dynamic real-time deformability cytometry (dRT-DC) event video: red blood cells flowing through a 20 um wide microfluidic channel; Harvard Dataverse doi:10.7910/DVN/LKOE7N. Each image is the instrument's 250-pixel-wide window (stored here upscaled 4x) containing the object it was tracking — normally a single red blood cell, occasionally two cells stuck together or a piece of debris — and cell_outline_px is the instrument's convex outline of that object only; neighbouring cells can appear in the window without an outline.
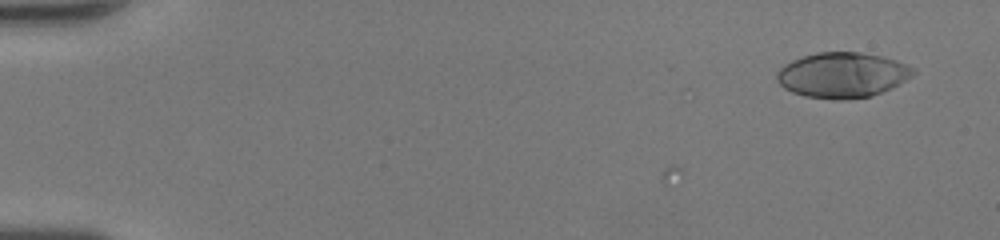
{"species": "human", "species_latin": "Homo sapiens", "temperature_condition": "room temperature", "stored_images_in_passage": 40, "camera_frame_rate_fps": 3000, "um_per_image_px": 0.085, "donor": {"sex": "female"}, "frame": {"image": 1, "passage_image": 2, "time_ms": 0.333, "image_size_px": [1000, 240], "cell_outline_px": [[916, 72], [912, 76], [892, 88], [872, 96], [840, 100], [836, 100], [804, 96], [792, 92], [784, 88], [776, 80], [776, 72], [780, 68], [792, 60], [816, 52], [860, 52], [880, 56], [896, 60], [916, 68]], "centroid_in_image_um": [71.61, 6.38], "position_along_channel_um": 13.4, "area_um2": 36.13}}
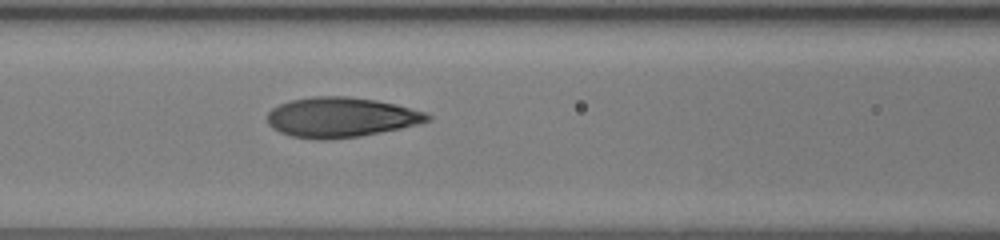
{"frame": {"image": 2, "passage_image": 22, "time_ms": 7.0, "image_size_px": [1000, 240], "cell_outline_px": [[432, 120], [420, 124], [360, 136], [328, 140], [320, 140], [292, 136], [280, 132], [272, 128], [268, 124], [268, 112], [272, 108], [288, 100], [312, 96], [348, 96], [376, 100], [396, 104], [424, 112], [432, 116]], "centroid_in_image_um": [28.97, 9.96], "position_along_channel_um": 137.6, "area_um2": 37.45}}
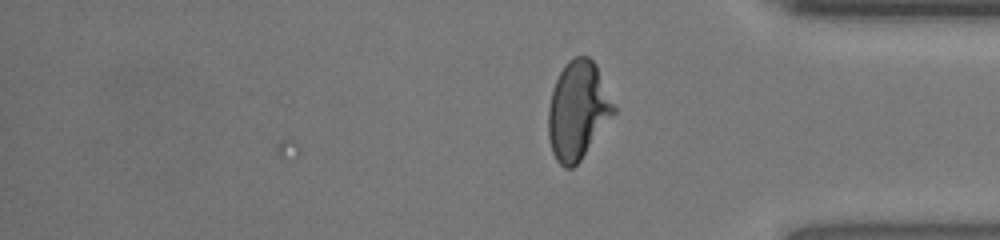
{"frame": {"image": 3, "passage_image": 40, "time_ms": 13.0, "image_size_px": [1000, 240], "cell_outline_px": [[616, 112], [580, 160], [572, 168], [564, 168], [556, 160], [552, 152], [548, 136], [548, 108], [552, 88], [564, 64], [568, 60], [576, 56], [588, 56], [596, 64], [616, 108]], "centroid_in_image_um": [49.1, 9.37], "position_along_channel_um": 386.1, "area_um2": 37.4}, "authors_computed_cell_mechanics": {"area_um2": 36.0672, "velocity_mm_per_s": 4.3094, "shape_relaxation_time_tau1_ms": 4.8474, "shape_relaxation_time_tau2_ms": 0.7311, "deformation_change_tau1": 0.2475, "deformation_change_tau2": 0.0648}}